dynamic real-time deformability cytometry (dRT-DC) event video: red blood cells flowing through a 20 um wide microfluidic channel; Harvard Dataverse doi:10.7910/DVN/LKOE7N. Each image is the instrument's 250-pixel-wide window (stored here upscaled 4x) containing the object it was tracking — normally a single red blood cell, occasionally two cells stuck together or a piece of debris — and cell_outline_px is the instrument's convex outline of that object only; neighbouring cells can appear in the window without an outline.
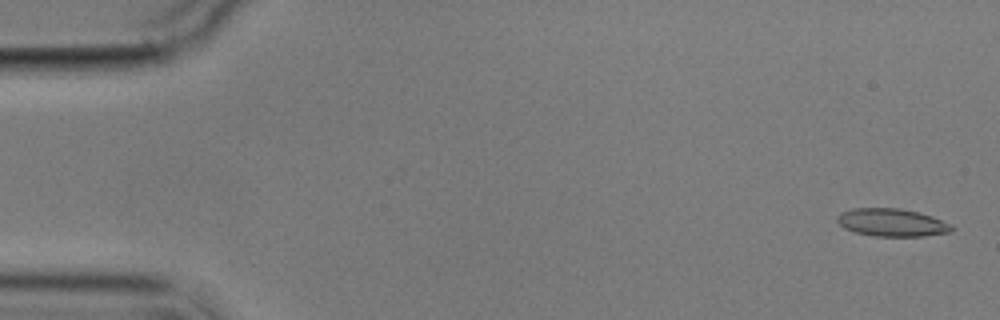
{"species": "common noctule bat (a hibernating species)", "species_latin": "Nyctalus noctula", "temperature_condition": "cold", "stored_images_in_passage": 5, "camera_frame_rate_fps": 3000, "um_per_image_px": 0.085, "animal": {"sex": "male", "body_mass_g": 17.9}, "frame": {"image": 1, "passage_image": 1, "time_ms": 0.0, "image_size_px": [1000, 320], "cell_outline_px": [[952, 232], [924, 236], [876, 236], [856, 232], [844, 228], [836, 220], [836, 216], [840, 212], [852, 208], [900, 208], [920, 212], [932, 216], [952, 224]], "centroid_in_image_um": [75.81, 18.9], "position_along_channel_um": 9.2, "area_um2": 18.67}}
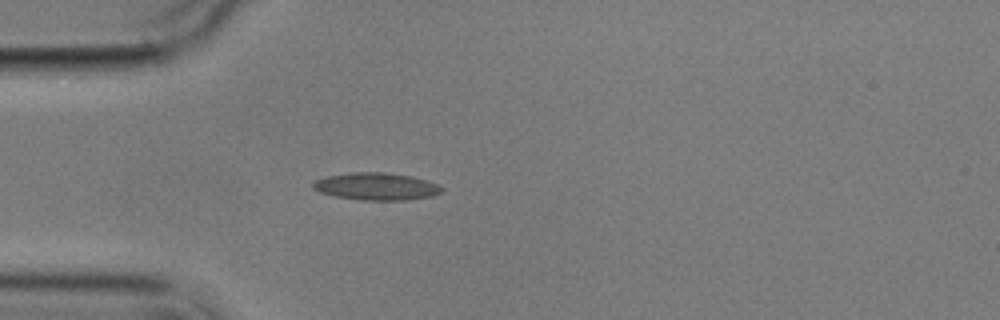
{"frame": {"image": 2, "passage_image": 5, "time_ms": 4.667, "image_size_px": [1000, 320], "cell_outline_px": [[444, 188], [440, 192], [432, 196], [404, 200], [364, 200], [336, 196], [320, 192], [312, 188], [312, 184], [316, 180], [324, 176], [352, 172], [384, 172], [412, 176], [428, 180]], "centroid_in_image_um": [31.98, 15.83], "position_along_channel_um": 53.0, "area_um2": 20.46}}